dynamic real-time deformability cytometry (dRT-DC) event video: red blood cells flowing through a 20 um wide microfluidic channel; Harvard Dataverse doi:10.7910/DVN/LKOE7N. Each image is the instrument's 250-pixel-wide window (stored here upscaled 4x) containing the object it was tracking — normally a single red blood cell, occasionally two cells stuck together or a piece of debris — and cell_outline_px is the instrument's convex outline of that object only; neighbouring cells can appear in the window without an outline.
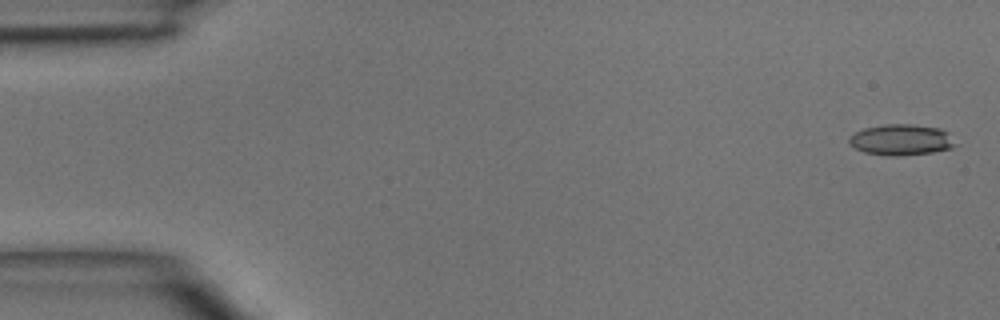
{"species": "common noctule bat (a hibernating species)", "species_latin": "Nyctalus noctula", "temperature_condition": "room temperature", "stored_images_in_passage": 46, "camera_frame_rate_fps": 3000, "um_per_image_px": 0.085, "animal": {"sex": "male", "body_mass_g": 15.6}, "frame": {"image": 1, "passage_image": 1, "time_ms": 0.0, "image_size_px": [1000, 320], "cell_outline_px": [[960, 144], [952, 148], [932, 152], [900, 156], [892, 156], [864, 152], [856, 148], [848, 140], [848, 136], [864, 128], [884, 124], [912, 124], [940, 128], [948, 132]], "centroid_in_image_um": [76.67, 11.88], "position_along_channel_um": 8.3, "area_um2": 19.36}}
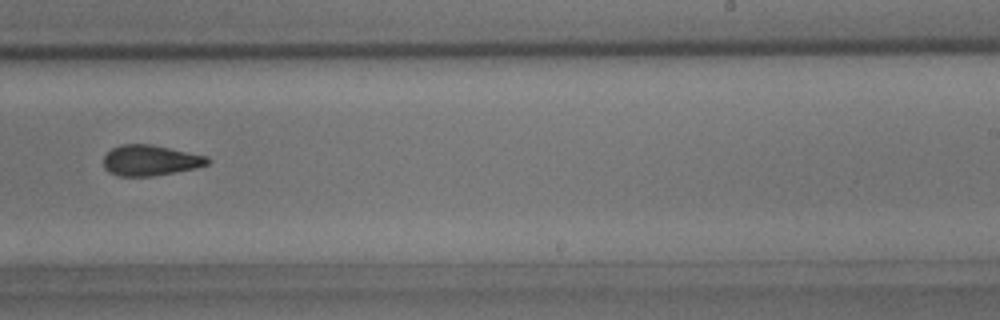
{"frame": {"image": 2, "passage_image": 29, "time_ms": 9.333, "image_size_px": [1000, 320], "cell_outline_px": [[212, 160], [208, 164], [196, 168], [152, 176], [116, 176], [108, 172], [104, 168], [104, 156], [112, 148], [120, 144], [152, 144], [208, 156]], "centroid_in_image_um": [12.78, 13.63], "position_along_channel_um": 276.2, "area_um2": 18.73}}
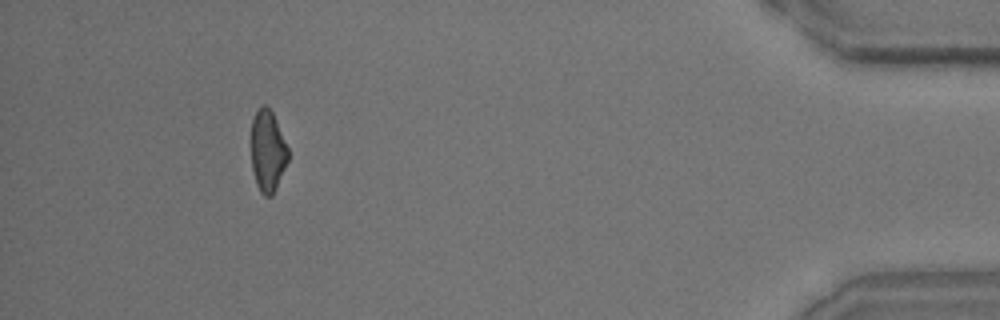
{"frame": {"image": 3, "passage_image": 43, "time_ms": 14.0, "image_size_px": [1000, 320], "cell_outline_px": [[288, 160], [272, 196], [264, 196], [260, 192], [256, 184], [252, 168], [252, 120], [256, 112], [264, 104], [272, 112], [276, 120], [288, 148]], "centroid_in_image_um": [22.75, 12.86], "position_along_channel_um": 412.4, "area_um2": 17.22}}